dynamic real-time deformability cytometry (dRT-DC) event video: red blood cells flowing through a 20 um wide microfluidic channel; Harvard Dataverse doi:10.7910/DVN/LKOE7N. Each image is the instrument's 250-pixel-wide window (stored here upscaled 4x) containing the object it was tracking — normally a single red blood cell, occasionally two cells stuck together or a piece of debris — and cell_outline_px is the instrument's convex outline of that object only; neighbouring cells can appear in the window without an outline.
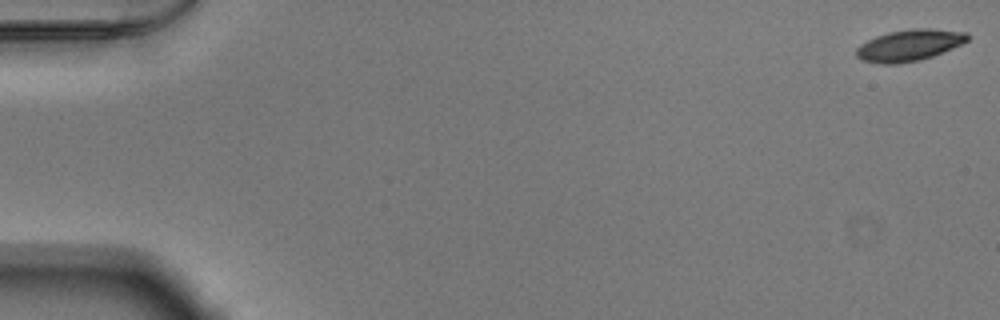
{"species": "Egyptian fruit bat (a non-hibernating species)", "species_latin": "Rousettus aegyptiacus", "temperature_condition": "warm", "stored_images_in_passage": 53, "camera_frame_rate_fps": 3000, "um_per_image_px": 0.085, "animal": {"sex": "male"}, "frame": {"image": 1, "passage_image": 1, "time_ms": 0.0, "image_size_px": [1000, 320], "cell_outline_px": [[968, 40], [952, 48], [932, 56], [920, 60], [896, 64], [880, 64], [860, 60], [856, 56], [856, 48], [860, 44], [876, 36], [888, 32], [912, 28], [932, 28], [968, 32]], "centroid_in_image_um": [77.26, 3.84], "position_along_channel_um": 7.7, "area_um2": 20.46}}
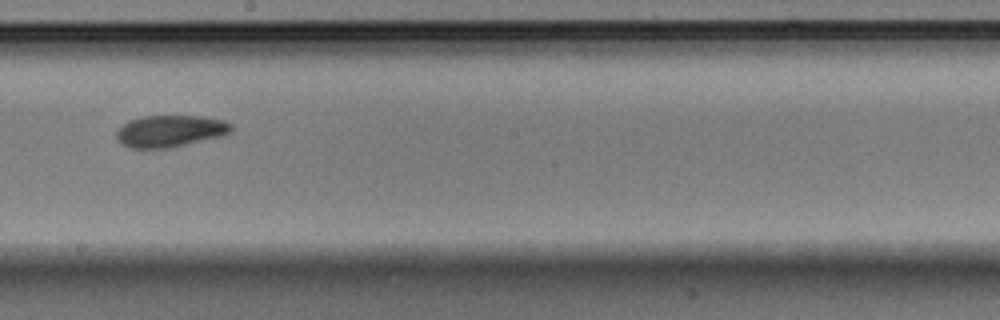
{"frame": {"image": 2, "passage_image": 31, "time_ms": 10.0, "image_size_px": [1000, 320], "cell_outline_px": [[232, 132], [220, 136], [168, 148], [128, 148], [116, 136], [116, 132], [128, 120], [144, 116], [204, 116], [224, 120], [232, 124]], "centroid_in_image_um": [14.48, 11.13], "position_along_channel_um": 233.7, "area_um2": 21.1}}
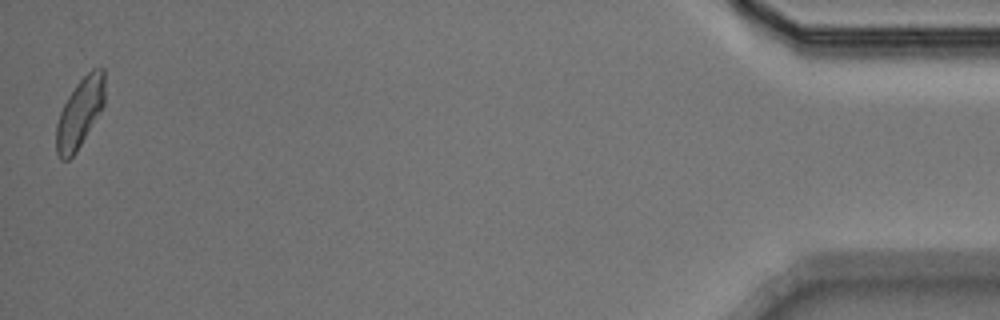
{"frame": {"image": 3, "passage_image": 53, "time_ms": 17.333, "image_size_px": [1000, 320], "cell_outline_px": [[104, 104], [76, 152], [68, 160], [60, 160], [56, 152], [56, 124], [60, 112], [68, 96], [76, 84], [92, 68], [104, 68]], "centroid_in_image_um": [6.76, 9.6], "position_along_channel_um": 428.4, "area_um2": 19.36}, "authors_computed_cell_mechanics": {"area_um2": 20.6924, "velocity_mm_per_s": 3.8458, "shape_relaxation_time_tau1_ms": null, "shape_relaxation_time_tau2_ms": 3.7095, "deformation_change_tau1": null, "deformation_change_tau2": 0.0907}}